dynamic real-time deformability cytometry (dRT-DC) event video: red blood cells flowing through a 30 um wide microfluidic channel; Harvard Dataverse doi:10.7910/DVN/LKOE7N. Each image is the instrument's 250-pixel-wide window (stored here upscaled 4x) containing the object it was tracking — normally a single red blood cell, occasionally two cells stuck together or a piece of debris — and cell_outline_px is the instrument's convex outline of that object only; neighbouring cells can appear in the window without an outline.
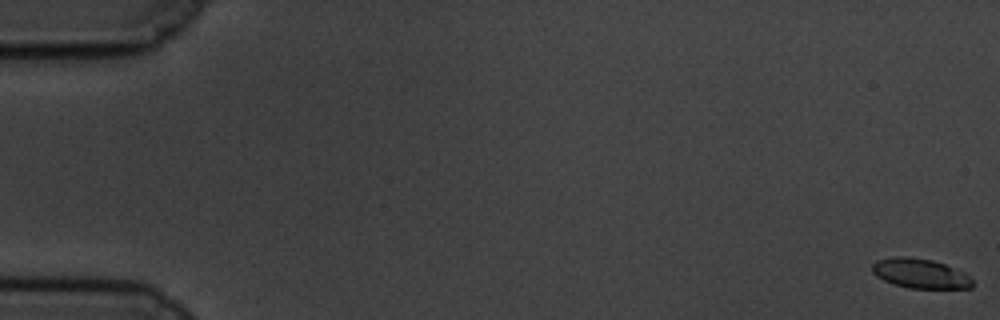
{"species": "common noctule bat (a hibernating species)", "species_latin": "Nyctalus noctula", "temperature_condition": "cold", "stored_images_in_passage": 60, "camera_frame_rate_fps": 3000, "um_per_image_px": 0.085, "animal": {"sex": "male", "body_mass_g": 19.5, "forearm_length_mm": 54.6}, "frame": {"image": 1, "passage_image": 1, "time_ms": 0.0, "image_size_px": [1000, 320], "cell_outline_px": [[972, 288], [908, 288], [892, 284], [876, 276], [872, 272], [872, 264], [876, 260], [896, 256], [904, 256], [932, 260], [944, 264], [964, 272], [972, 280]], "centroid_in_image_um": [78.18, 23.24], "position_along_channel_um": 6.8, "area_um2": 17.28}}
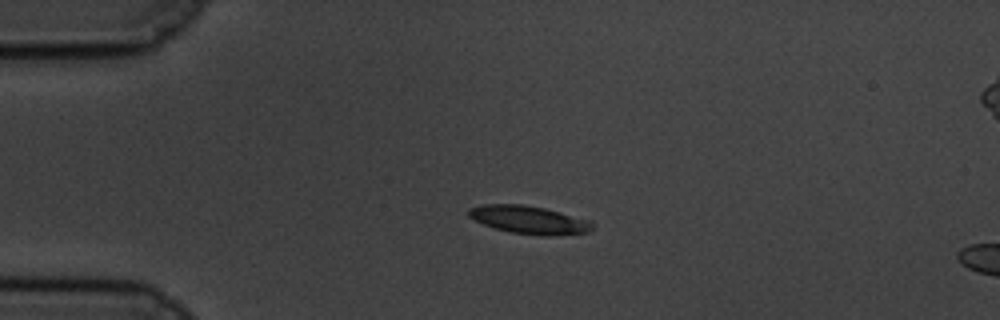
{"frame": {"image": 2, "passage_image": 15, "time_ms": 4.667, "image_size_px": [1000, 320], "cell_outline_px": [[592, 228], [588, 232], [552, 236], [540, 236], [508, 232], [484, 224], [468, 216], [468, 208], [484, 204], [524, 204], [544, 208], [592, 220]], "centroid_in_image_um": [44.98, 18.68], "position_along_channel_um": 40.0, "area_um2": 20.29}}